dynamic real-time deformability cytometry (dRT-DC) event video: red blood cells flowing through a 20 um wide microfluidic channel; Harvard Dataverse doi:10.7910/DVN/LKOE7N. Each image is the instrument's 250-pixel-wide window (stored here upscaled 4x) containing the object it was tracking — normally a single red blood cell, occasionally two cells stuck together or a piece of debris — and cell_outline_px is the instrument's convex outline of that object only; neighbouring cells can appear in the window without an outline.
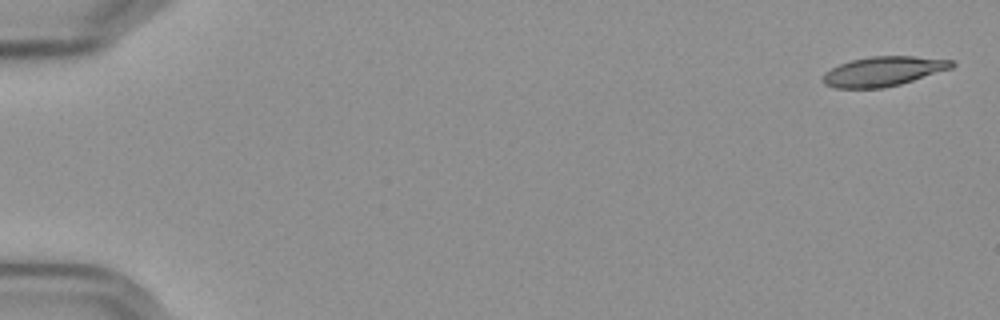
{"species": "Egyptian fruit bat (a non-hibernating species)", "species_latin": "Rousettus aegyptiacus", "temperature_condition": "cold", "stored_images_in_passage": 9, "camera_frame_rate_fps": 3000, "um_per_image_px": 0.085, "frame": {"image": 1, "passage_image": 1, "time_ms": 0.0, "image_size_px": [1000, 320], "cell_outline_px": [[956, 64], [952, 68], [900, 84], [884, 88], [836, 88], [824, 84], [824, 72], [840, 64], [852, 60], [872, 56], [912, 56], [956, 60]], "centroid_in_image_um": [75.12, 6.06], "position_along_channel_um": 9.9, "area_um2": 22.14}}
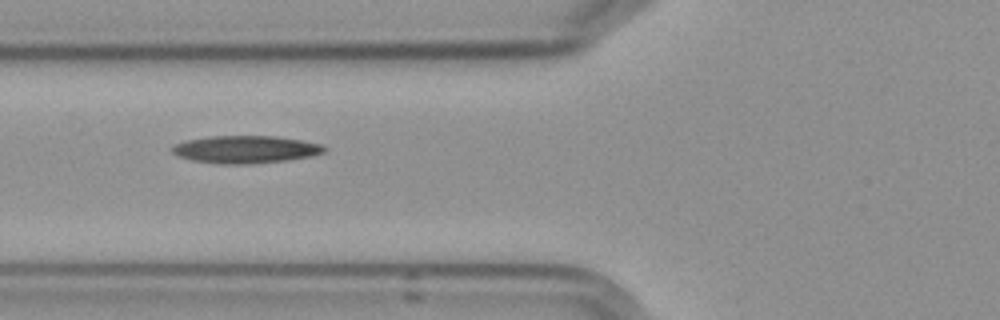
{"frame": {"image": 2, "passage_image": 7, "time_ms": 7.0, "image_size_px": [1000, 320], "cell_outline_px": [[328, 148], [324, 152], [312, 156], [288, 160], [252, 164], [220, 164], [192, 160], [176, 156], [172, 152], [172, 144], [184, 140], [208, 136], [276, 136], [300, 140], [320, 144]], "centroid_in_image_um": [20.83, 12.7], "position_along_channel_um": 105.0, "area_um2": 24.68}}
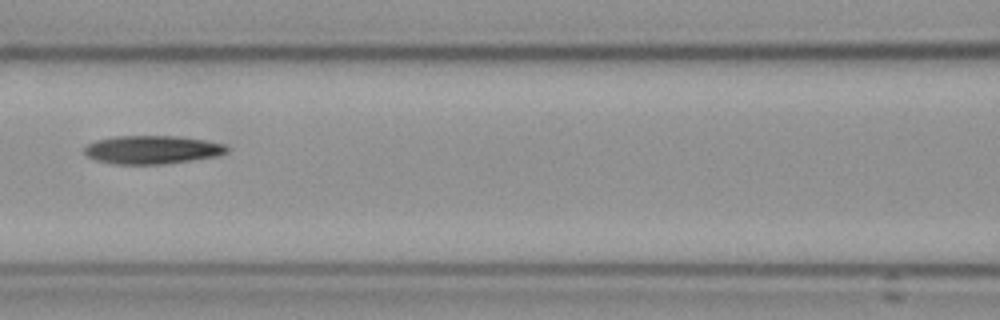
{"frame": {"image": 3, "passage_image": 8, "time_ms": 8.333, "image_size_px": [1000, 320], "cell_outline_px": [[228, 152], [216, 156], [164, 164], [112, 164], [92, 160], [84, 152], [84, 148], [88, 144], [96, 140], [112, 136], [180, 136], [204, 140], [224, 144], [228, 148]], "centroid_in_image_um": [12.89, 12.72], "position_along_channel_um": 153.7, "area_um2": 23.64}}